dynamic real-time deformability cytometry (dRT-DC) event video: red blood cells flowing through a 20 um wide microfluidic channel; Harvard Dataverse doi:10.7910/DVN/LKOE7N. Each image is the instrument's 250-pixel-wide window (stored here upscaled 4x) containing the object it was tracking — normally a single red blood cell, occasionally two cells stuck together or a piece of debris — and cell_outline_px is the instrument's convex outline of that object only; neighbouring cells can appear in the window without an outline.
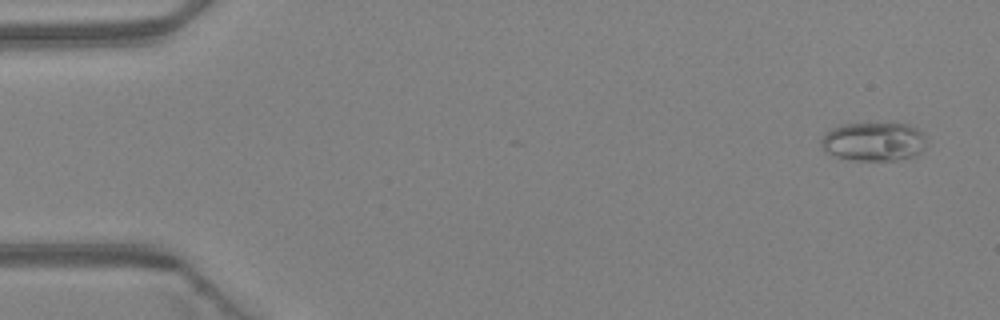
{"species": "Egyptian fruit bat (a non-hibernating species)", "species_latin": "Rousettus aegyptiacus", "temperature_condition": "warm", "stored_images_in_passage": 4, "camera_frame_rate_fps": 3000, "um_per_image_px": 0.085, "animal": {"sex": "female"}, "frame": {"image": 1, "passage_image": 1, "time_ms": 0.0, "image_size_px": [1000, 320], "cell_outline_px": [[928, 144], [916, 156], [896, 160], [856, 160], [836, 156], [824, 152], [820, 144], [820, 140], [832, 128], [840, 124], [908, 124], [924, 132]], "centroid_in_image_um": [74.3, 12.04], "position_along_channel_um": 10.7, "area_um2": 23.93}}